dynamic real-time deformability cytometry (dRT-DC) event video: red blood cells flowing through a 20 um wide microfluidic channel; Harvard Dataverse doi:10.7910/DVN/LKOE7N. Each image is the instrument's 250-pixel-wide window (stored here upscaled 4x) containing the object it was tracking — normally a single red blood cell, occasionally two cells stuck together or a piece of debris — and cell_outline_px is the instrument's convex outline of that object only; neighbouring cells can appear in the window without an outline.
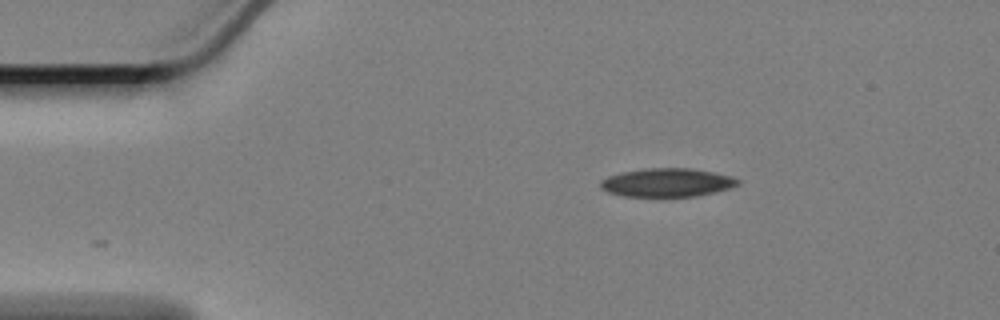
{"species": "Egyptian fruit bat (a non-hibernating species)", "species_latin": "Rousettus aegyptiacus", "temperature_condition": "cold", "stored_images_in_passage": 50, "camera_frame_rate_fps": 3000, "um_per_image_px": 0.085, "animal": {"sex": "female"}, "frame": {"image": 1, "passage_image": 1, "time_ms": 0.0, "image_size_px": [1000, 320], "cell_outline_px": [[740, 184], [732, 188], [716, 192], [696, 196], [660, 200], [624, 196], [608, 192], [600, 188], [600, 180], [608, 176], [624, 172], [648, 168], [692, 168], [716, 172], [732, 176], [740, 180]], "centroid_in_image_um": [56.73, 15.57], "position_along_channel_um": 28.3, "area_um2": 23.99}}
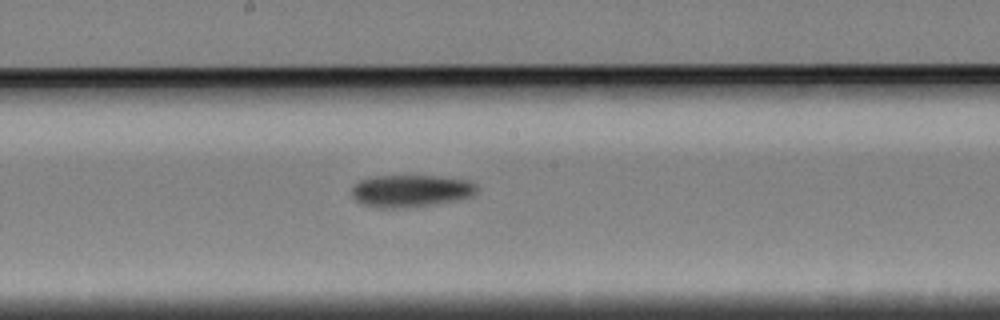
{"frame": {"image": 2, "passage_image": 22, "time_ms": 7.0, "image_size_px": [1000, 320], "cell_outline_px": [[480, 188], [472, 196], [456, 200], [408, 208], [376, 208], [360, 204], [352, 196], [352, 188], [360, 180], [372, 176], [436, 176], [468, 180], [476, 184]], "centroid_in_image_um": [34.91, 16.23], "position_along_channel_um": 213.3, "area_um2": 23.7}}
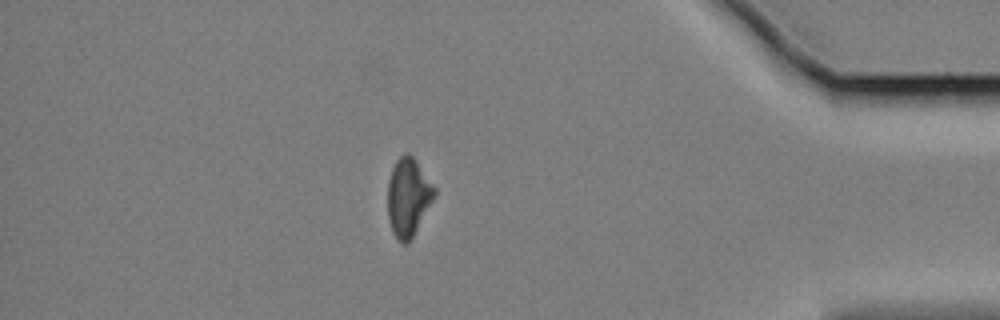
{"frame": {"image": 3, "passage_image": 42, "time_ms": 13.667, "image_size_px": [1000, 320], "cell_outline_px": [[436, 196], [412, 236], [404, 244], [400, 244], [392, 232], [388, 220], [388, 180], [392, 168], [396, 160], [404, 152], [408, 152], [416, 160], [436, 188]], "centroid_in_image_um": [34.69, 16.73], "position_along_channel_um": 400.5, "area_um2": 21.33}}